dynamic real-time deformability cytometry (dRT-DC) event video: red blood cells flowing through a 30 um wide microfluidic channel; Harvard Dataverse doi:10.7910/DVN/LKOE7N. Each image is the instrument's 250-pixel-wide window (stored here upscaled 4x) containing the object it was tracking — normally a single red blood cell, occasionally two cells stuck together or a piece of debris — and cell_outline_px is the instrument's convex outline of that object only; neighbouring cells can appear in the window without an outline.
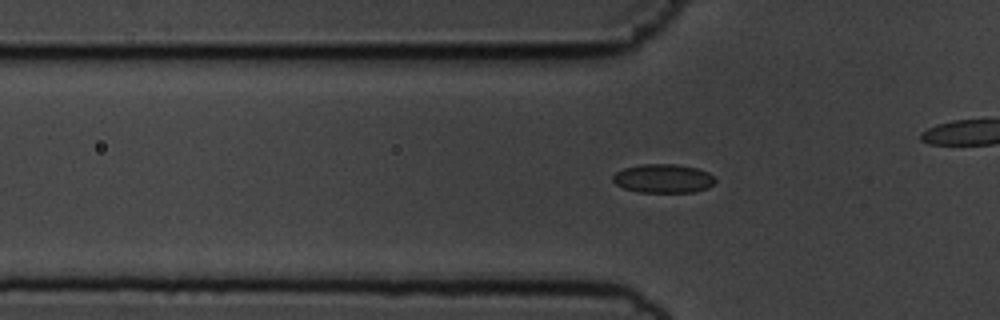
{"species": "common noctule bat (a hibernating species)", "species_latin": "Nyctalus noctula", "temperature_condition": "cold", "stored_images_in_passage": 40, "camera_frame_rate_fps": 3000, "um_per_image_px": 0.085, "animal": {"sex": "male", "body_mass_g": 19.5, "forearm_length_mm": 54.6}, "frame": {"image": 1, "passage_image": 2, "time_ms": 0.333, "image_size_px": [1000, 320], "cell_outline_px": [[716, 180], [708, 188], [692, 192], [636, 192], [624, 188], [616, 184], [612, 180], [612, 176], [616, 172], [624, 168], [640, 164], [676, 164], [696, 168], [708, 172]], "centroid_in_image_um": [56.35, 15.17], "position_along_channel_um": 69.5, "area_um2": 17.17}}
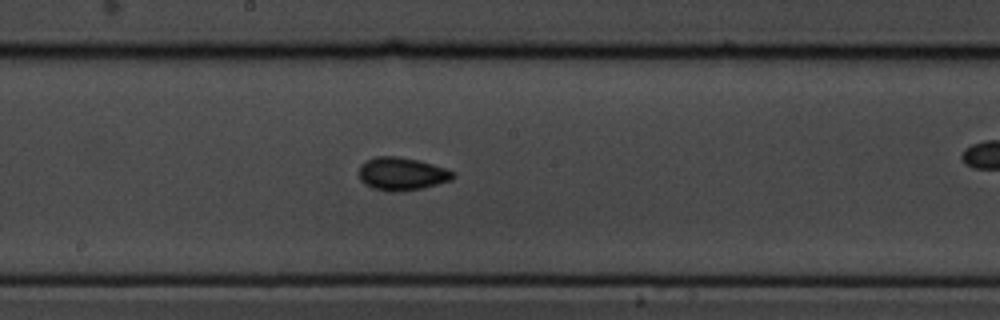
{"frame": {"image": 2, "passage_image": 14, "time_ms": 4.333, "image_size_px": [1000, 320], "cell_outline_px": [[456, 176], [452, 180], [424, 188], [392, 192], [388, 192], [372, 188], [364, 184], [360, 180], [360, 164], [376, 156], [396, 156], [416, 160], [432, 164], [456, 172]], "centroid_in_image_um": [34.17, 14.79], "position_along_channel_um": 214.0, "area_um2": 18.09}}
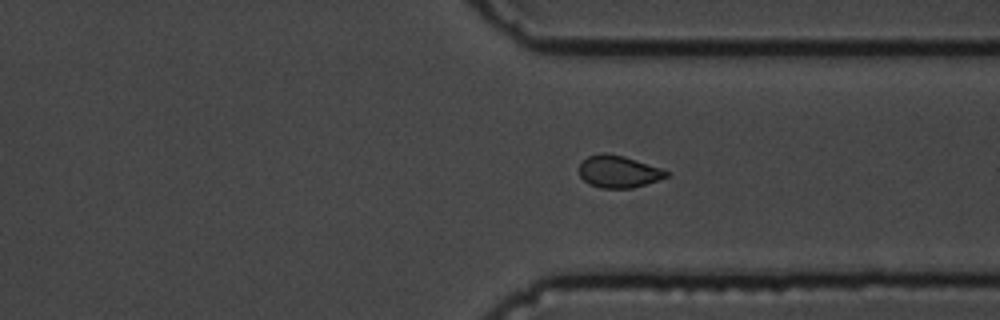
{"frame": {"image": 3, "passage_image": 26, "time_ms": 8.333, "image_size_px": [1000, 320], "cell_outline_px": [[668, 176], [632, 188], [600, 188], [588, 184], [580, 176], [580, 164], [588, 156], [600, 152], [604, 152], [624, 156], [664, 168], [668, 172]], "centroid_in_image_um": [52.57, 14.57], "position_along_channel_um": 358.8, "area_um2": 16.36}, "authors_computed_cell_mechanics": {"area_um2": 16.6753, "velocity_mm_per_s": 3.6232, "shape_relaxation_time_tau1_ms": 10.8266, "shape_relaxation_time_tau2_ms": 1.4268, "deformation_change_tau1": 0.1471, "deformation_change_tau2": 0.043}}